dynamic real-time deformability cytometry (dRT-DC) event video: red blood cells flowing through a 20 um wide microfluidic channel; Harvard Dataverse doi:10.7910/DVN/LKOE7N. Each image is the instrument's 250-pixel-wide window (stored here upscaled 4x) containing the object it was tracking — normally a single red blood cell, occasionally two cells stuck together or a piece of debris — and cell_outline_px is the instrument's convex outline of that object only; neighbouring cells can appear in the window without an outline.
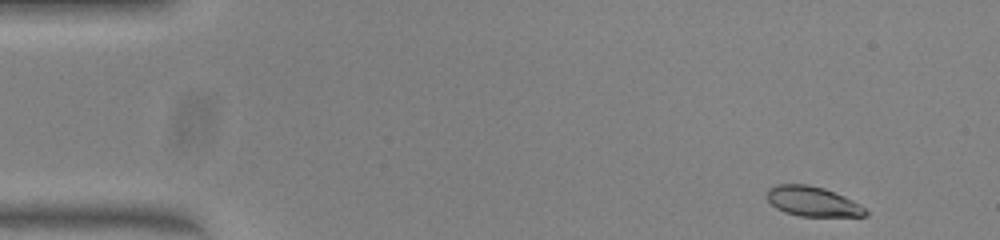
{"species": "common noctule bat (a hibernating species)", "species_latin": "Nyctalus noctula", "temperature_condition": "warm", "stored_images_in_passage": 48, "camera_frame_rate_fps": 3000, "um_per_image_px": 0.085, "animal": {"sex": "female", "body_mass_g": 23.0, "forearm_length_mm": 53.4}, "frame": {"image": 1, "passage_image": 1, "time_ms": 0.0, "image_size_px": [1000, 240], "cell_outline_px": [[868, 216], [800, 216], [784, 212], [776, 208], [768, 200], [768, 188], [776, 184], [808, 184], [824, 188], [844, 196], [860, 204], [868, 212]], "centroid_in_image_um": [69.08, 17.12], "position_along_channel_um": 15.9, "area_um2": 17.11}}
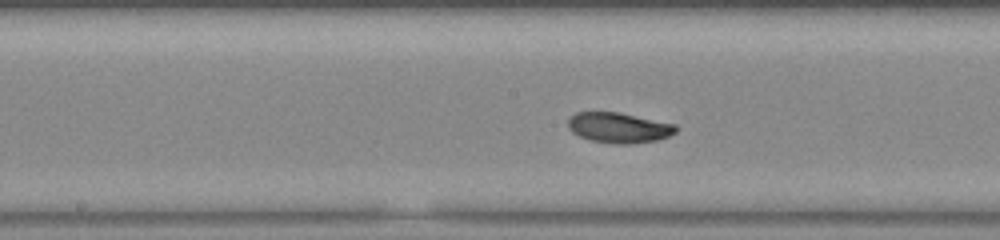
{"frame": {"image": 2, "passage_image": 23, "time_ms": 7.333, "image_size_px": [1000, 240], "cell_outline_px": [[680, 128], [676, 132], [668, 136], [656, 140], [632, 144], [616, 144], [592, 140], [580, 136], [572, 132], [568, 128], [568, 120], [576, 112], [620, 112], [676, 124]], "centroid_in_image_um": [52.64, 10.85], "position_along_channel_um": 195.6, "area_um2": 19.13}}
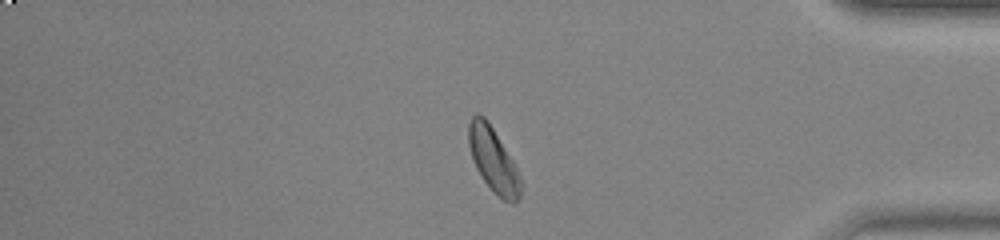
{"frame": {"image": 3, "passage_image": 40, "time_ms": 13.0, "image_size_px": [1000, 240], "cell_outline_px": [[520, 196], [512, 204], [504, 200], [480, 176], [472, 160], [468, 144], [468, 124], [472, 116], [476, 112], [484, 116], [488, 120], [512, 160], [520, 176]], "centroid_in_image_um": [41.88, 13.53], "position_along_channel_um": 393.3, "area_um2": 19.19}, "authors_computed_cell_mechanics": {"area_um2": 19.1607, "velocity_mm_per_s": 3.9895, "shape_relaxation_time_tau1_ms": 10.296, "shape_relaxation_time_tau2_ms": null, "deformation_change_tau1": 0.2552, "deformation_change_tau2": null}}